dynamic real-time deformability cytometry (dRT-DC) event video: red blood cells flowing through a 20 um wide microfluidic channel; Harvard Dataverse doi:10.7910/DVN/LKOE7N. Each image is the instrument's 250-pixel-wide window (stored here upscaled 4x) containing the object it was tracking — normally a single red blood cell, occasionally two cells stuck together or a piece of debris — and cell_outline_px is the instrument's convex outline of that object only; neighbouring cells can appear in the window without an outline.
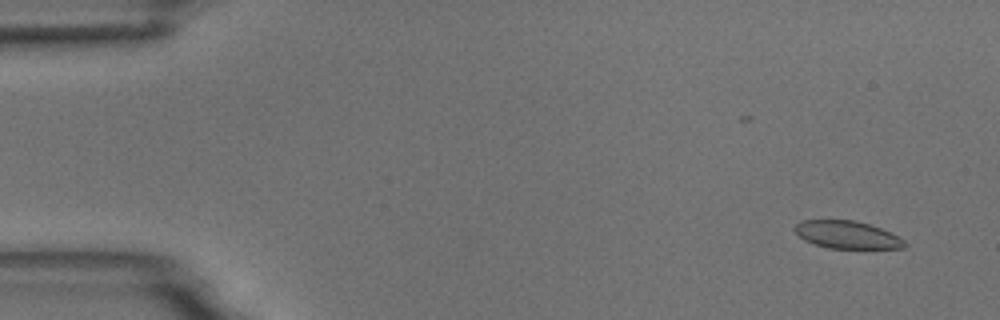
{"species": "common noctule bat (a hibernating species)", "species_latin": "Nyctalus noctula", "temperature_condition": "room temperature", "stored_images_in_passage": 14, "camera_frame_rate_fps": 3000, "um_per_image_px": 0.085, "animal": {"sex": "male", "body_mass_g": 18.8}, "frame": {"image": 1, "passage_image": 1, "time_ms": 0.0, "image_size_px": [1000, 320], "cell_outline_px": [[908, 244], [904, 248], [828, 248], [812, 244], [804, 240], [792, 228], [800, 220], [852, 220], [868, 224], [880, 228], [904, 240]], "centroid_in_image_um": [71.95, 19.96], "position_along_channel_um": 13.0, "area_um2": 17.57}}
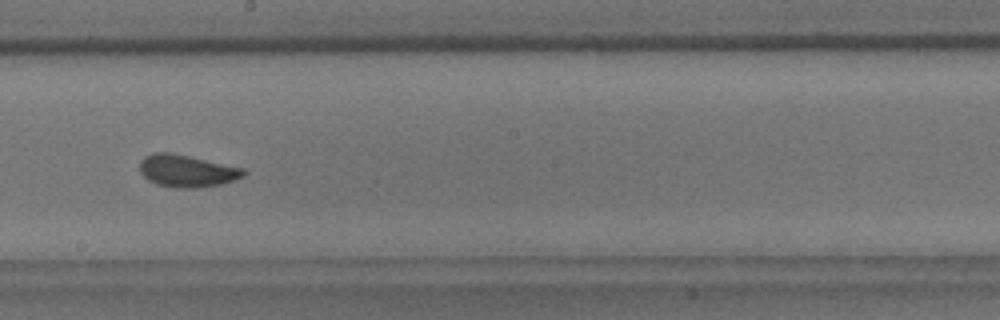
{"frame": {"image": 2, "passage_image": 8, "time_ms": 9.0, "image_size_px": [1000, 320], "cell_outline_px": [[248, 172], [244, 176], [220, 184], [200, 188], [172, 188], [156, 184], [148, 180], [140, 172], [140, 160], [144, 156], [152, 152], [168, 152], [188, 156], [244, 168]], "centroid_in_image_um": [15.86, 14.53], "position_along_channel_um": 232.3, "area_um2": 19.59}}
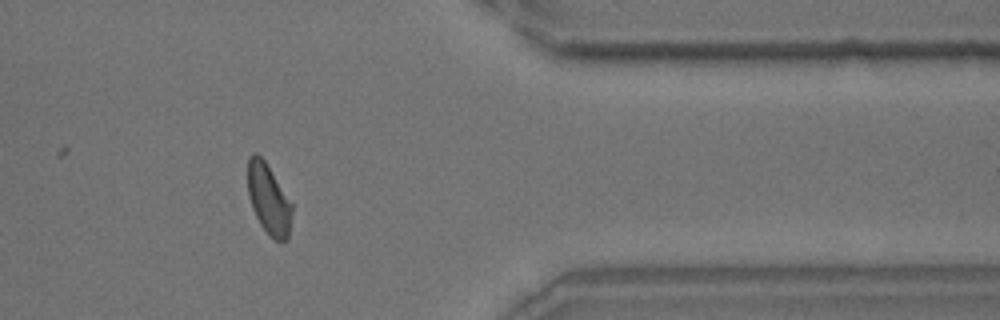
{"frame": {"image": 3, "passage_image": 12, "time_ms": 13.667, "image_size_px": [1000, 320], "cell_outline_px": [[292, 212], [288, 240], [276, 240], [260, 224], [252, 208], [248, 196], [248, 156], [252, 152], [256, 152], [264, 160], [292, 204]], "centroid_in_image_um": [22.82, 16.9], "position_along_channel_um": 388.6, "area_um2": 17.8}, "authors_computed_cell_mechanics": {"area_um2": 18.3804, "velocity_mm_per_s": 3.7499, "shape_relaxation_time_tau1_ms": 5.0064, "shape_relaxation_time_tau2_ms": 1.7522, "deformation_change_tau1": 0.0918, "deformation_change_tau2": 0.0581}}